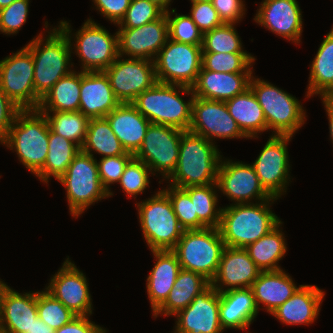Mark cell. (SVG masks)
Masks as SVG:
<instances>
[{"label": "cell", "instance_id": "11", "mask_svg": "<svg viewBox=\"0 0 333 333\" xmlns=\"http://www.w3.org/2000/svg\"><path fill=\"white\" fill-rule=\"evenodd\" d=\"M33 79V57L26 46L0 61V88L20 109H37L40 104Z\"/></svg>", "mask_w": 333, "mask_h": 333}, {"label": "cell", "instance_id": "4", "mask_svg": "<svg viewBox=\"0 0 333 333\" xmlns=\"http://www.w3.org/2000/svg\"><path fill=\"white\" fill-rule=\"evenodd\" d=\"M49 131L44 113L38 109H20L0 143L14 150L19 161L36 175L43 168L48 154Z\"/></svg>", "mask_w": 333, "mask_h": 333}, {"label": "cell", "instance_id": "54", "mask_svg": "<svg viewBox=\"0 0 333 333\" xmlns=\"http://www.w3.org/2000/svg\"><path fill=\"white\" fill-rule=\"evenodd\" d=\"M26 333H54V330L50 328L43 320L37 317L34 319L29 332Z\"/></svg>", "mask_w": 333, "mask_h": 333}, {"label": "cell", "instance_id": "42", "mask_svg": "<svg viewBox=\"0 0 333 333\" xmlns=\"http://www.w3.org/2000/svg\"><path fill=\"white\" fill-rule=\"evenodd\" d=\"M37 312L38 317L53 330L60 329L77 316L45 289L37 291Z\"/></svg>", "mask_w": 333, "mask_h": 333}, {"label": "cell", "instance_id": "53", "mask_svg": "<svg viewBox=\"0 0 333 333\" xmlns=\"http://www.w3.org/2000/svg\"><path fill=\"white\" fill-rule=\"evenodd\" d=\"M90 316H76L69 323L60 329L54 330V333H106L107 330L93 321L89 320Z\"/></svg>", "mask_w": 333, "mask_h": 333}, {"label": "cell", "instance_id": "47", "mask_svg": "<svg viewBox=\"0 0 333 333\" xmlns=\"http://www.w3.org/2000/svg\"><path fill=\"white\" fill-rule=\"evenodd\" d=\"M30 0H15L9 6L0 9V32L17 34L25 24L29 12Z\"/></svg>", "mask_w": 333, "mask_h": 333}, {"label": "cell", "instance_id": "32", "mask_svg": "<svg viewBox=\"0 0 333 333\" xmlns=\"http://www.w3.org/2000/svg\"><path fill=\"white\" fill-rule=\"evenodd\" d=\"M225 103L231 117L248 138H258L260 132L267 130L263 109L250 87Z\"/></svg>", "mask_w": 333, "mask_h": 333}, {"label": "cell", "instance_id": "2", "mask_svg": "<svg viewBox=\"0 0 333 333\" xmlns=\"http://www.w3.org/2000/svg\"><path fill=\"white\" fill-rule=\"evenodd\" d=\"M275 200L272 197L256 203H232L222 208L218 229L225 246L245 248L275 228L281 222L270 210Z\"/></svg>", "mask_w": 333, "mask_h": 333}, {"label": "cell", "instance_id": "37", "mask_svg": "<svg viewBox=\"0 0 333 333\" xmlns=\"http://www.w3.org/2000/svg\"><path fill=\"white\" fill-rule=\"evenodd\" d=\"M81 150L92 157L93 152L98 153L102 158L133 155L125 151L106 118L90 119L86 140Z\"/></svg>", "mask_w": 333, "mask_h": 333}, {"label": "cell", "instance_id": "41", "mask_svg": "<svg viewBox=\"0 0 333 333\" xmlns=\"http://www.w3.org/2000/svg\"><path fill=\"white\" fill-rule=\"evenodd\" d=\"M255 60L250 53L202 52V67L213 72L252 73Z\"/></svg>", "mask_w": 333, "mask_h": 333}, {"label": "cell", "instance_id": "24", "mask_svg": "<svg viewBox=\"0 0 333 333\" xmlns=\"http://www.w3.org/2000/svg\"><path fill=\"white\" fill-rule=\"evenodd\" d=\"M38 317L37 292L19 293L7 286L0 299V333L29 332Z\"/></svg>", "mask_w": 333, "mask_h": 333}, {"label": "cell", "instance_id": "10", "mask_svg": "<svg viewBox=\"0 0 333 333\" xmlns=\"http://www.w3.org/2000/svg\"><path fill=\"white\" fill-rule=\"evenodd\" d=\"M157 81L192 87L202 68L201 45L167 39L154 59Z\"/></svg>", "mask_w": 333, "mask_h": 333}, {"label": "cell", "instance_id": "35", "mask_svg": "<svg viewBox=\"0 0 333 333\" xmlns=\"http://www.w3.org/2000/svg\"><path fill=\"white\" fill-rule=\"evenodd\" d=\"M81 151L74 142L49 131V150L43 168L35 175L44 183L50 177L59 180L65 173L73 158Z\"/></svg>", "mask_w": 333, "mask_h": 333}, {"label": "cell", "instance_id": "55", "mask_svg": "<svg viewBox=\"0 0 333 333\" xmlns=\"http://www.w3.org/2000/svg\"><path fill=\"white\" fill-rule=\"evenodd\" d=\"M329 120L330 139L333 144V98H322Z\"/></svg>", "mask_w": 333, "mask_h": 333}, {"label": "cell", "instance_id": "58", "mask_svg": "<svg viewBox=\"0 0 333 333\" xmlns=\"http://www.w3.org/2000/svg\"><path fill=\"white\" fill-rule=\"evenodd\" d=\"M8 285L6 283H4L3 281H1L0 279V299L3 293V290L7 287Z\"/></svg>", "mask_w": 333, "mask_h": 333}, {"label": "cell", "instance_id": "29", "mask_svg": "<svg viewBox=\"0 0 333 333\" xmlns=\"http://www.w3.org/2000/svg\"><path fill=\"white\" fill-rule=\"evenodd\" d=\"M258 313L251 288L220 293L219 320L223 329L246 330Z\"/></svg>", "mask_w": 333, "mask_h": 333}, {"label": "cell", "instance_id": "30", "mask_svg": "<svg viewBox=\"0 0 333 333\" xmlns=\"http://www.w3.org/2000/svg\"><path fill=\"white\" fill-rule=\"evenodd\" d=\"M298 288L283 269L262 271L251 286L258 310L262 303L269 314L289 299Z\"/></svg>", "mask_w": 333, "mask_h": 333}, {"label": "cell", "instance_id": "38", "mask_svg": "<svg viewBox=\"0 0 333 333\" xmlns=\"http://www.w3.org/2000/svg\"><path fill=\"white\" fill-rule=\"evenodd\" d=\"M47 118L50 130L83 146L90 119L80 111H41ZM52 113V115H51Z\"/></svg>", "mask_w": 333, "mask_h": 333}, {"label": "cell", "instance_id": "49", "mask_svg": "<svg viewBox=\"0 0 333 333\" xmlns=\"http://www.w3.org/2000/svg\"><path fill=\"white\" fill-rule=\"evenodd\" d=\"M190 17L196 26L205 33L223 24L212 2H191Z\"/></svg>", "mask_w": 333, "mask_h": 333}, {"label": "cell", "instance_id": "21", "mask_svg": "<svg viewBox=\"0 0 333 333\" xmlns=\"http://www.w3.org/2000/svg\"><path fill=\"white\" fill-rule=\"evenodd\" d=\"M261 272L244 248L225 246L210 285L220 293L251 288Z\"/></svg>", "mask_w": 333, "mask_h": 333}, {"label": "cell", "instance_id": "8", "mask_svg": "<svg viewBox=\"0 0 333 333\" xmlns=\"http://www.w3.org/2000/svg\"><path fill=\"white\" fill-rule=\"evenodd\" d=\"M224 241L218 228L184 230L172 251L180 267L196 272L211 282L220 263Z\"/></svg>", "mask_w": 333, "mask_h": 333}, {"label": "cell", "instance_id": "57", "mask_svg": "<svg viewBox=\"0 0 333 333\" xmlns=\"http://www.w3.org/2000/svg\"><path fill=\"white\" fill-rule=\"evenodd\" d=\"M15 0H0V9L5 8L9 6L11 3H13Z\"/></svg>", "mask_w": 333, "mask_h": 333}, {"label": "cell", "instance_id": "20", "mask_svg": "<svg viewBox=\"0 0 333 333\" xmlns=\"http://www.w3.org/2000/svg\"><path fill=\"white\" fill-rule=\"evenodd\" d=\"M220 292L209 285L193 301L174 315V333H222L219 320Z\"/></svg>", "mask_w": 333, "mask_h": 333}, {"label": "cell", "instance_id": "56", "mask_svg": "<svg viewBox=\"0 0 333 333\" xmlns=\"http://www.w3.org/2000/svg\"><path fill=\"white\" fill-rule=\"evenodd\" d=\"M150 2L159 6L165 13L169 11V5L172 0H149Z\"/></svg>", "mask_w": 333, "mask_h": 333}, {"label": "cell", "instance_id": "46", "mask_svg": "<svg viewBox=\"0 0 333 333\" xmlns=\"http://www.w3.org/2000/svg\"><path fill=\"white\" fill-rule=\"evenodd\" d=\"M165 12L149 0H131L125 16L117 24L118 28H137L160 19Z\"/></svg>", "mask_w": 333, "mask_h": 333}, {"label": "cell", "instance_id": "43", "mask_svg": "<svg viewBox=\"0 0 333 333\" xmlns=\"http://www.w3.org/2000/svg\"><path fill=\"white\" fill-rule=\"evenodd\" d=\"M167 189H162L172 202L174 213L176 214L180 226L184 230H200L207 228L197 217L194 203L189 194L179 187L168 185Z\"/></svg>", "mask_w": 333, "mask_h": 333}, {"label": "cell", "instance_id": "28", "mask_svg": "<svg viewBox=\"0 0 333 333\" xmlns=\"http://www.w3.org/2000/svg\"><path fill=\"white\" fill-rule=\"evenodd\" d=\"M155 258L153 269L147 277V294L154 313L166 300L181 270L172 250H151Z\"/></svg>", "mask_w": 333, "mask_h": 333}, {"label": "cell", "instance_id": "18", "mask_svg": "<svg viewBox=\"0 0 333 333\" xmlns=\"http://www.w3.org/2000/svg\"><path fill=\"white\" fill-rule=\"evenodd\" d=\"M52 276L48 286L45 287L47 292L75 315H92V298L86 275L69 260V257L64 261L61 269Z\"/></svg>", "mask_w": 333, "mask_h": 333}, {"label": "cell", "instance_id": "26", "mask_svg": "<svg viewBox=\"0 0 333 333\" xmlns=\"http://www.w3.org/2000/svg\"><path fill=\"white\" fill-rule=\"evenodd\" d=\"M252 75L213 72L202 67L192 86L194 97L225 102L248 89Z\"/></svg>", "mask_w": 333, "mask_h": 333}, {"label": "cell", "instance_id": "31", "mask_svg": "<svg viewBox=\"0 0 333 333\" xmlns=\"http://www.w3.org/2000/svg\"><path fill=\"white\" fill-rule=\"evenodd\" d=\"M209 285L210 281L201 274L181 268L165 302L153 313L154 318L159 314L176 315Z\"/></svg>", "mask_w": 333, "mask_h": 333}, {"label": "cell", "instance_id": "40", "mask_svg": "<svg viewBox=\"0 0 333 333\" xmlns=\"http://www.w3.org/2000/svg\"><path fill=\"white\" fill-rule=\"evenodd\" d=\"M202 52L247 53L243 50L241 39L235 29V23H223L203 33Z\"/></svg>", "mask_w": 333, "mask_h": 333}, {"label": "cell", "instance_id": "14", "mask_svg": "<svg viewBox=\"0 0 333 333\" xmlns=\"http://www.w3.org/2000/svg\"><path fill=\"white\" fill-rule=\"evenodd\" d=\"M292 136L271 135L252 166L265 191L279 199L290 183V163L287 150Z\"/></svg>", "mask_w": 333, "mask_h": 333}, {"label": "cell", "instance_id": "12", "mask_svg": "<svg viewBox=\"0 0 333 333\" xmlns=\"http://www.w3.org/2000/svg\"><path fill=\"white\" fill-rule=\"evenodd\" d=\"M74 34L75 43L71 49H75L80 58L83 72L105 71L119 56L118 33L111 35L91 17Z\"/></svg>", "mask_w": 333, "mask_h": 333}, {"label": "cell", "instance_id": "39", "mask_svg": "<svg viewBox=\"0 0 333 333\" xmlns=\"http://www.w3.org/2000/svg\"><path fill=\"white\" fill-rule=\"evenodd\" d=\"M183 189L189 194L191 201L194 203L198 219L207 228H218L220 225L222 208H217V183L191 186Z\"/></svg>", "mask_w": 333, "mask_h": 333}, {"label": "cell", "instance_id": "51", "mask_svg": "<svg viewBox=\"0 0 333 333\" xmlns=\"http://www.w3.org/2000/svg\"><path fill=\"white\" fill-rule=\"evenodd\" d=\"M94 5L106 19L117 25L125 16L131 0H93Z\"/></svg>", "mask_w": 333, "mask_h": 333}, {"label": "cell", "instance_id": "7", "mask_svg": "<svg viewBox=\"0 0 333 333\" xmlns=\"http://www.w3.org/2000/svg\"><path fill=\"white\" fill-rule=\"evenodd\" d=\"M144 239L150 250H172L182 237L180 226L168 195L159 190L147 200L135 204Z\"/></svg>", "mask_w": 333, "mask_h": 333}, {"label": "cell", "instance_id": "59", "mask_svg": "<svg viewBox=\"0 0 333 333\" xmlns=\"http://www.w3.org/2000/svg\"><path fill=\"white\" fill-rule=\"evenodd\" d=\"M191 2H212V0H190Z\"/></svg>", "mask_w": 333, "mask_h": 333}, {"label": "cell", "instance_id": "45", "mask_svg": "<svg viewBox=\"0 0 333 333\" xmlns=\"http://www.w3.org/2000/svg\"><path fill=\"white\" fill-rule=\"evenodd\" d=\"M152 174L150 168L141 160L133 157L126 165L119 184L127 197H134L142 194L149 187V175Z\"/></svg>", "mask_w": 333, "mask_h": 333}, {"label": "cell", "instance_id": "19", "mask_svg": "<svg viewBox=\"0 0 333 333\" xmlns=\"http://www.w3.org/2000/svg\"><path fill=\"white\" fill-rule=\"evenodd\" d=\"M118 55L154 61L169 38L166 14L137 28H119Z\"/></svg>", "mask_w": 333, "mask_h": 333}, {"label": "cell", "instance_id": "15", "mask_svg": "<svg viewBox=\"0 0 333 333\" xmlns=\"http://www.w3.org/2000/svg\"><path fill=\"white\" fill-rule=\"evenodd\" d=\"M104 72L120 103H132L140 93L158 82L154 61L147 59L118 56Z\"/></svg>", "mask_w": 333, "mask_h": 333}, {"label": "cell", "instance_id": "34", "mask_svg": "<svg viewBox=\"0 0 333 333\" xmlns=\"http://www.w3.org/2000/svg\"><path fill=\"white\" fill-rule=\"evenodd\" d=\"M282 223L280 222L269 233L244 248L256 266L262 271L282 269L278 263L287 251L284 233L280 228Z\"/></svg>", "mask_w": 333, "mask_h": 333}, {"label": "cell", "instance_id": "23", "mask_svg": "<svg viewBox=\"0 0 333 333\" xmlns=\"http://www.w3.org/2000/svg\"><path fill=\"white\" fill-rule=\"evenodd\" d=\"M119 104L104 71H80L79 111L88 119L105 118Z\"/></svg>", "mask_w": 333, "mask_h": 333}, {"label": "cell", "instance_id": "48", "mask_svg": "<svg viewBox=\"0 0 333 333\" xmlns=\"http://www.w3.org/2000/svg\"><path fill=\"white\" fill-rule=\"evenodd\" d=\"M134 155L103 157L97 162L98 175L103 187L112 196L110 185L118 183L128 162Z\"/></svg>", "mask_w": 333, "mask_h": 333}, {"label": "cell", "instance_id": "9", "mask_svg": "<svg viewBox=\"0 0 333 333\" xmlns=\"http://www.w3.org/2000/svg\"><path fill=\"white\" fill-rule=\"evenodd\" d=\"M66 189L70 214L75 218L95 202L109 198L99 175L97 159L82 150L73 158L66 173L59 179Z\"/></svg>", "mask_w": 333, "mask_h": 333}, {"label": "cell", "instance_id": "52", "mask_svg": "<svg viewBox=\"0 0 333 333\" xmlns=\"http://www.w3.org/2000/svg\"><path fill=\"white\" fill-rule=\"evenodd\" d=\"M20 108L13 103L0 88V142L8 134Z\"/></svg>", "mask_w": 333, "mask_h": 333}, {"label": "cell", "instance_id": "27", "mask_svg": "<svg viewBox=\"0 0 333 333\" xmlns=\"http://www.w3.org/2000/svg\"><path fill=\"white\" fill-rule=\"evenodd\" d=\"M105 118L125 151L134 155L151 122L132 103H120Z\"/></svg>", "mask_w": 333, "mask_h": 333}, {"label": "cell", "instance_id": "36", "mask_svg": "<svg viewBox=\"0 0 333 333\" xmlns=\"http://www.w3.org/2000/svg\"><path fill=\"white\" fill-rule=\"evenodd\" d=\"M80 72L73 70L59 79L40 100L39 111H79Z\"/></svg>", "mask_w": 333, "mask_h": 333}, {"label": "cell", "instance_id": "50", "mask_svg": "<svg viewBox=\"0 0 333 333\" xmlns=\"http://www.w3.org/2000/svg\"><path fill=\"white\" fill-rule=\"evenodd\" d=\"M244 0H212L213 7L217 10L223 23H238L245 15Z\"/></svg>", "mask_w": 333, "mask_h": 333}, {"label": "cell", "instance_id": "6", "mask_svg": "<svg viewBox=\"0 0 333 333\" xmlns=\"http://www.w3.org/2000/svg\"><path fill=\"white\" fill-rule=\"evenodd\" d=\"M249 87L263 109L267 130H274V135L293 137L304 125L306 114L296 97L253 75Z\"/></svg>", "mask_w": 333, "mask_h": 333}, {"label": "cell", "instance_id": "44", "mask_svg": "<svg viewBox=\"0 0 333 333\" xmlns=\"http://www.w3.org/2000/svg\"><path fill=\"white\" fill-rule=\"evenodd\" d=\"M169 39L190 45H202L203 33L188 15L177 14L176 9L166 12ZM175 14L174 17H171Z\"/></svg>", "mask_w": 333, "mask_h": 333}, {"label": "cell", "instance_id": "5", "mask_svg": "<svg viewBox=\"0 0 333 333\" xmlns=\"http://www.w3.org/2000/svg\"><path fill=\"white\" fill-rule=\"evenodd\" d=\"M181 92L191 95L187 102ZM193 98L192 87L157 82L140 93L132 104L151 123L189 131Z\"/></svg>", "mask_w": 333, "mask_h": 333}, {"label": "cell", "instance_id": "33", "mask_svg": "<svg viewBox=\"0 0 333 333\" xmlns=\"http://www.w3.org/2000/svg\"><path fill=\"white\" fill-rule=\"evenodd\" d=\"M307 98H333V26L323 39L310 66Z\"/></svg>", "mask_w": 333, "mask_h": 333}, {"label": "cell", "instance_id": "17", "mask_svg": "<svg viewBox=\"0 0 333 333\" xmlns=\"http://www.w3.org/2000/svg\"><path fill=\"white\" fill-rule=\"evenodd\" d=\"M221 158L217 175L218 191L226 195L234 204L254 203L270 200L272 197L260 184L252 164L242 161H226Z\"/></svg>", "mask_w": 333, "mask_h": 333}, {"label": "cell", "instance_id": "16", "mask_svg": "<svg viewBox=\"0 0 333 333\" xmlns=\"http://www.w3.org/2000/svg\"><path fill=\"white\" fill-rule=\"evenodd\" d=\"M189 131L214 143L215 138H248L231 117L224 101L194 97Z\"/></svg>", "mask_w": 333, "mask_h": 333}, {"label": "cell", "instance_id": "25", "mask_svg": "<svg viewBox=\"0 0 333 333\" xmlns=\"http://www.w3.org/2000/svg\"><path fill=\"white\" fill-rule=\"evenodd\" d=\"M325 292L315 285H299L296 292L271 313L286 325H309L318 317Z\"/></svg>", "mask_w": 333, "mask_h": 333}, {"label": "cell", "instance_id": "3", "mask_svg": "<svg viewBox=\"0 0 333 333\" xmlns=\"http://www.w3.org/2000/svg\"><path fill=\"white\" fill-rule=\"evenodd\" d=\"M221 158L215 143L190 131H184L176 168L167 178V183L179 188L214 184L217 182Z\"/></svg>", "mask_w": 333, "mask_h": 333}, {"label": "cell", "instance_id": "1", "mask_svg": "<svg viewBox=\"0 0 333 333\" xmlns=\"http://www.w3.org/2000/svg\"><path fill=\"white\" fill-rule=\"evenodd\" d=\"M70 28L69 22L62 20L58 27L48 32L45 39L40 33L25 45L32 53L35 93L40 100L59 79L73 71L70 62L74 53L71 49L73 36Z\"/></svg>", "mask_w": 333, "mask_h": 333}, {"label": "cell", "instance_id": "13", "mask_svg": "<svg viewBox=\"0 0 333 333\" xmlns=\"http://www.w3.org/2000/svg\"><path fill=\"white\" fill-rule=\"evenodd\" d=\"M184 130L150 123L139 150L134 157L143 161L152 176L158 172L166 180L175 170L179 158V145Z\"/></svg>", "mask_w": 333, "mask_h": 333}, {"label": "cell", "instance_id": "22", "mask_svg": "<svg viewBox=\"0 0 333 333\" xmlns=\"http://www.w3.org/2000/svg\"><path fill=\"white\" fill-rule=\"evenodd\" d=\"M253 19L288 41L301 42L303 19L296 0H263Z\"/></svg>", "mask_w": 333, "mask_h": 333}]
</instances>
